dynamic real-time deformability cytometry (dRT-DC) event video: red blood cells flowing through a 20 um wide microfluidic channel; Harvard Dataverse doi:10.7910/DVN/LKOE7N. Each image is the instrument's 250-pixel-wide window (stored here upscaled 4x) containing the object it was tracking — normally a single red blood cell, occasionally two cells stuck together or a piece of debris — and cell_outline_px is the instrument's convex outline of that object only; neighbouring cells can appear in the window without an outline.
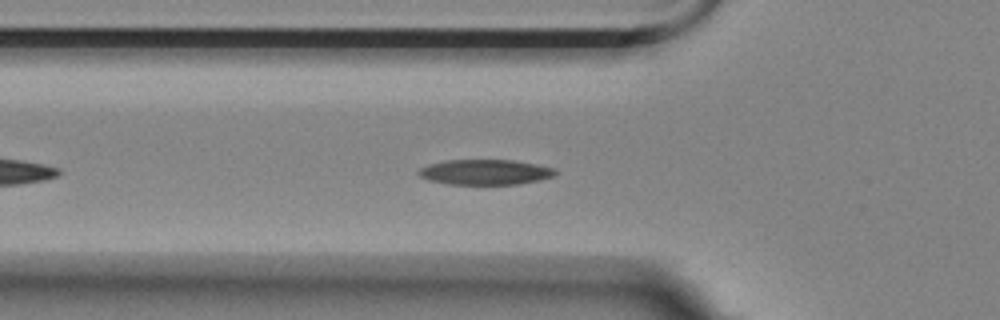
{"species": "Egyptian fruit bat (a non-hibernating species)", "species_latin": "Rousettus aegyptiacus", "temperature_condition": "room temperature", "stored_images_in_passage": 31, "camera_frame_rate_fps": 3000, "um_per_image_px": 0.085, "animal": {"sex": "female"}, "frame": {"image": 1, "passage_image": 9, "time_ms": 2.667, "image_size_px": [1000, 320], "cell_outline_px": [[556, 172], [552, 176], [540, 180], [516, 184], [444, 184], [428, 180], [420, 176], [416, 172], [420, 168], [428, 164], [444, 160], [512, 160], [536, 164], [552, 168]], "centroid_in_image_um": [41.16, 14.63], "position_along_channel_um": 84.6, "area_um2": 20.06}}
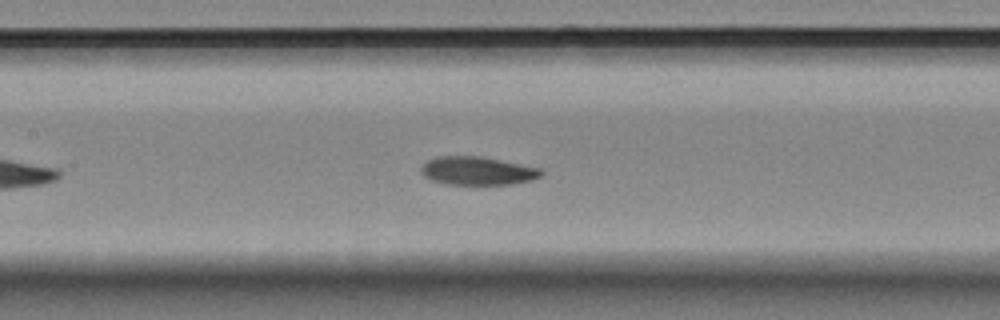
{"frame": {"image": 2, "passage_image": 16, "time_ms": 5.0, "image_size_px": [1000, 320], "cell_outline_px": [[544, 172], [540, 176], [532, 180], [512, 184], [448, 184], [432, 180], [424, 176], [420, 172], [420, 168], [428, 160], [436, 156], [480, 156], [540, 168]], "centroid_in_image_um": [40.57, 14.52], "position_along_channel_um": 166.8, "area_um2": 19.71}}
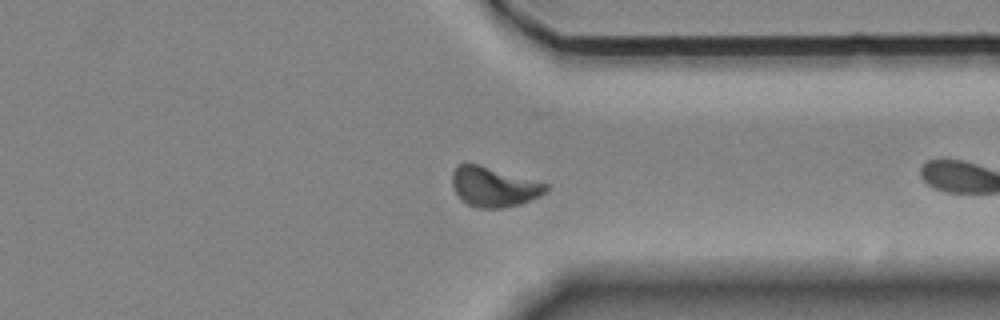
{"frame": {"image": 3, "passage_image": 30, "time_ms": 9.667, "image_size_px": [1000, 320], "cell_outline_px": [[548, 188], [540, 196], [520, 204], [504, 208], [476, 208], [468, 204], [456, 192], [452, 184], [452, 172], [456, 164], [476, 164], [548, 184]], "centroid_in_image_um": [41.96, 15.89], "position_along_channel_um": 369.4, "area_um2": 21.33}}